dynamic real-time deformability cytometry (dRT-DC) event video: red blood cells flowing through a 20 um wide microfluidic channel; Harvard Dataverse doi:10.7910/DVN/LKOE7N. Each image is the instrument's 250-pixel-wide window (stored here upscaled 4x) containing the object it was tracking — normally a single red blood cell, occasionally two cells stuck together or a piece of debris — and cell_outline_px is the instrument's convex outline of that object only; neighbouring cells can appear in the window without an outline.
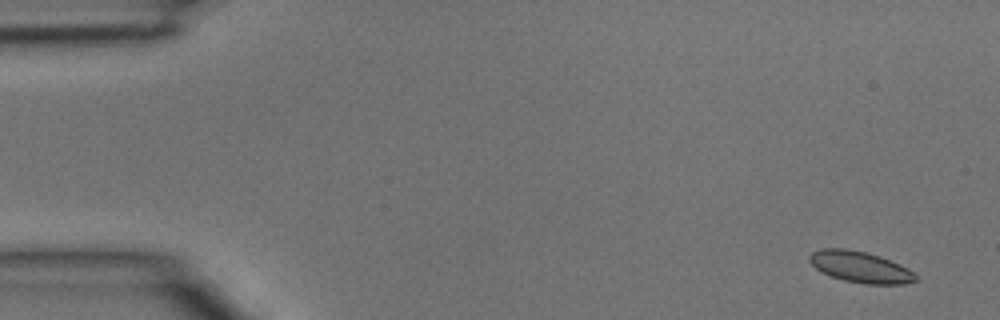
{"species": "common noctule bat (a hibernating species)", "species_latin": "Nyctalus noctula", "temperature_condition": "room temperature", "stored_images_in_passage": 5, "camera_frame_rate_fps": 3000, "um_per_image_px": 0.085, "animal": {"sex": "male", "body_mass_g": 15.6}, "frame": {"image": 1, "passage_image": 1, "time_ms": 0.0, "image_size_px": [1000, 320], "cell_outline_px": [[920, 280], [904, 284], [868, 284], [844, 280], [832, 276], [816, 268], [808, 260], [808, 256], [812, 252], [820, 248], [848, 248], [868, 252], [880, 256], [900, 264], [908, 268], [920, 276]], "centroid_in_image_um": [73.18, 22.68], "position_along_channel_um": 11.8, "area_um2": 19.54}}